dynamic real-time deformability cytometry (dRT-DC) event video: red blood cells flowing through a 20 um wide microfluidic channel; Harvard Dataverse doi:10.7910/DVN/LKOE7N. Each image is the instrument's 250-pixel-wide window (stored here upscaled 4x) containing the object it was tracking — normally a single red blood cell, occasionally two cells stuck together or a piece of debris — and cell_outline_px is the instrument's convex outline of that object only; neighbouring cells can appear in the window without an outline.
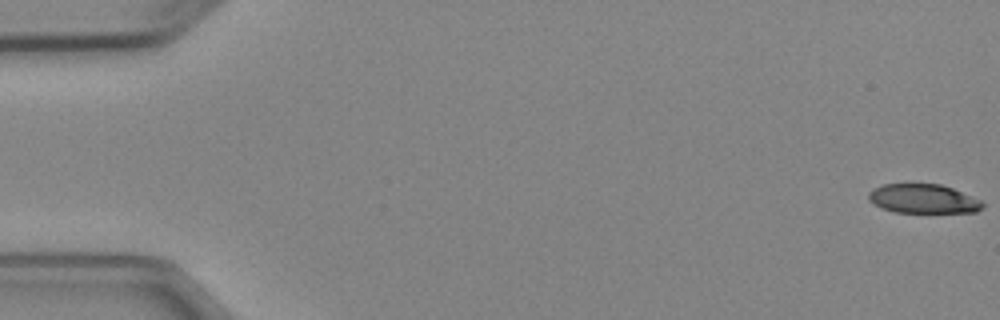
{"species": "Egyptian fruit bat (a non-hibernating species)", "species_latin": "Rousettus aegyptiacus", "temperature_condition": "cold", "stored_images_in_passage": 3, "camera_frame_rate_fps": 3000, "um_per_image_px": 0.085, "animal": {"sex": "female"}, "frame": {"image": 1, "passage_image": 1, "time_ms": 0.0, "image_size_px": [1000, 320], "cell_outline_px": [[984, 208], [976, 212], [896, 212], [884, 208], [868, 200], [868, 192], [872, 188], [884, 184], [940, 184], [952, 188], [980, 200], [984, 204]], "centroid_in_image_um": [78.47, 16.89], "position_along_channel_um": 6.5, "area_um2": 19.19}}